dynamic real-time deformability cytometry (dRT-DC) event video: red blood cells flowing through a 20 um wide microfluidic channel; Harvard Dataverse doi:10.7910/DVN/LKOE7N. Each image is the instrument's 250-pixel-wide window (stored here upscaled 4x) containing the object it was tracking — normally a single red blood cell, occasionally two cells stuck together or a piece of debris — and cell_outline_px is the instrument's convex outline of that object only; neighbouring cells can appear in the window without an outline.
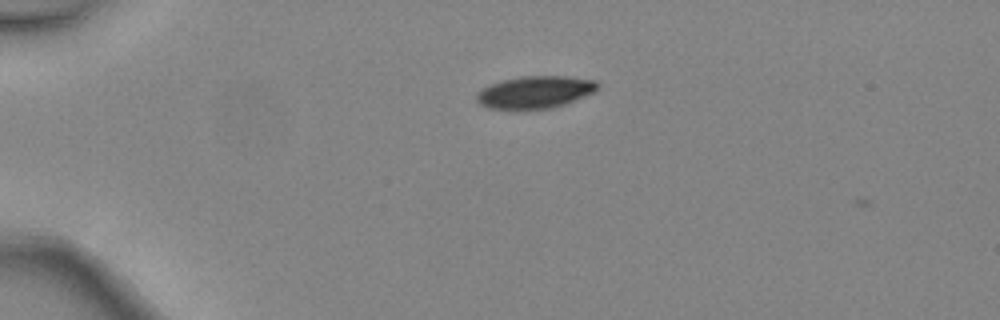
{"species": "common noctule bat (a hibernating species)", "species_latin": "Nyctalus noctula", "temperature_condition": "warm", "stored_images_in_passage": 2, "camera_frame_rate_fps": 3000, "um_per_image_px": 0.085, "animal": {"sex": "female", "body_mass_g": 24.6, "forearm_length_mm": 56.2}, "frame": {"image": 1, "passage_image": 1, "time_ms": 0.0, "image_size_px": [1000, 320], "cell_outline_px": [[600, 88], [596, 92], [564, 104], [548, 108], [524, 112], [512, 112], [488, 108], [480, 104], [476, 100], [476, 92], [488, 84], [500, 80], [520, 76], [568, 76], [596, 80], [600, 84]], "centroid_in_image_um": [45.43, 7.86], "position_along_channel_um": 39.6, "area_um2": 23.93}}